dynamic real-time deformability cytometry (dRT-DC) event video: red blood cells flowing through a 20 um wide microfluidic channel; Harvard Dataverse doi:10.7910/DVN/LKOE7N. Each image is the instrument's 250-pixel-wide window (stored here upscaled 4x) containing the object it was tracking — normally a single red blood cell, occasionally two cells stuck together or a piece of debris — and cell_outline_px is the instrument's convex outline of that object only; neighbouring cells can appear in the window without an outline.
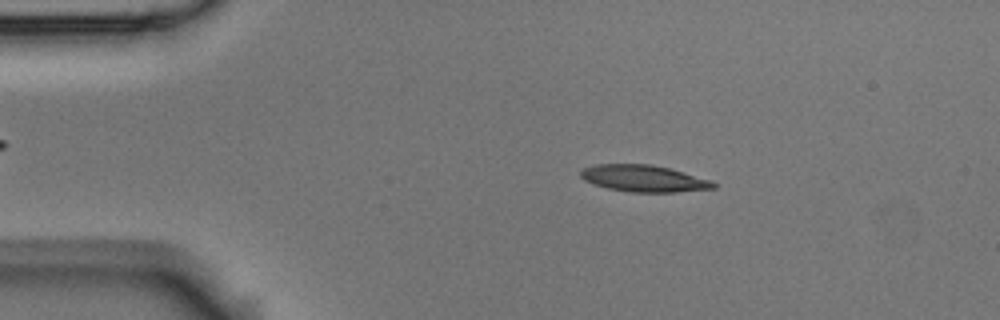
{"species": "Egyptian fruit bat (a non-hibernating species)", "species_latin": "Rousettus aegyptiacus", "temperature_condition": "room temperature", "stored_images_in_passage": 9, "camera_frame_rate_fps": 3000, "um_per_image_px": 0.085, "animal": {"sex": "male"}, "frame": {"image": 1, "passage_image": 2, "time_ms": 0.333, "image_size_px": [1000, 320], "cell_outline_px": [[716, 188], [676, 192], [632, 192], [608, 188], [584, 180], [580, 176], [580, 172], [584, 168], [596, 164], [652, 164], [668, 168], [712, 180], [716, 184]], "centroid_in_image_um": [54.74, 15.16], "position_along_channel_um": 30.3, "area_um2": 20.52}}
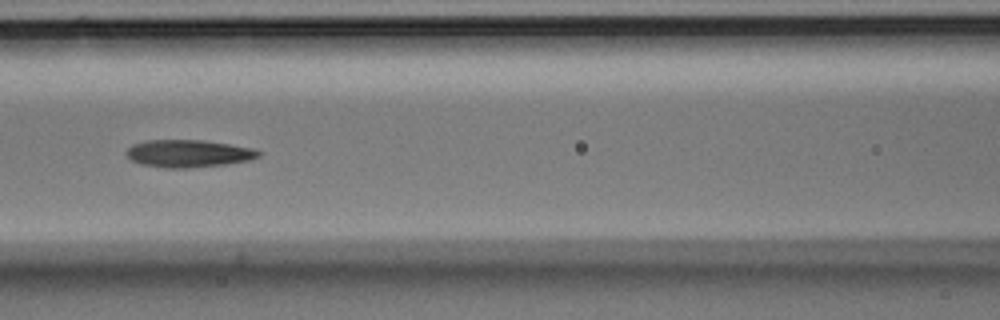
{"frame": {"image": 2, "passage_image": 6, "time_ms": 1.667, "image_size_px": [1000, 320], "cell_outline_px": [[264, 152], [260, 156], [248, 160], [224, 164], [188, 168], [164, 168], [140, 164], [132, 160], [124, 152], [132, 144], [148, 140], [200, 140], [256, 148]], "centroid_in_image_um": [16.02, 13.05], "position_along_channel_um": 150.6, "area_um2": 21.21}}
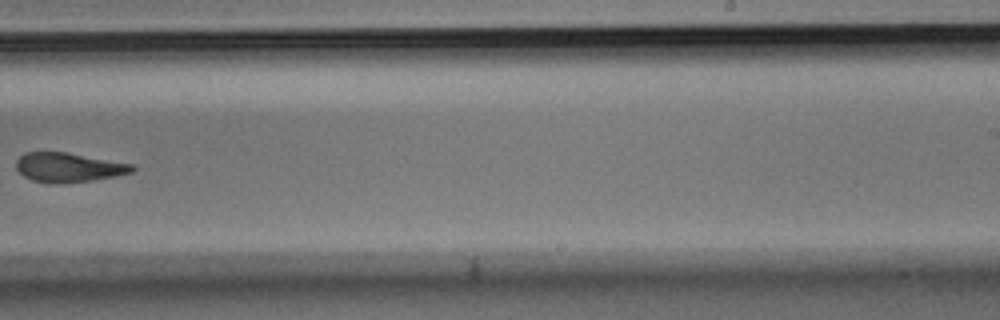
{"frame": {"image": 3, "passage_image": 9, "time_ms": 2.667, "image_size_px": [1000, 320], "cell_outline_px": [[136, 168], [132, 172], [116, 176], [92, 180], [56, 184], [32, 180], [24, 176], [16, 168], [16, 160], [24, 152], [68, 152], [136, 164]], "centroid_in_image_um": [5.86, 14.22], "position_along_channel_um": 283.1, "area_um2": 20.06}}